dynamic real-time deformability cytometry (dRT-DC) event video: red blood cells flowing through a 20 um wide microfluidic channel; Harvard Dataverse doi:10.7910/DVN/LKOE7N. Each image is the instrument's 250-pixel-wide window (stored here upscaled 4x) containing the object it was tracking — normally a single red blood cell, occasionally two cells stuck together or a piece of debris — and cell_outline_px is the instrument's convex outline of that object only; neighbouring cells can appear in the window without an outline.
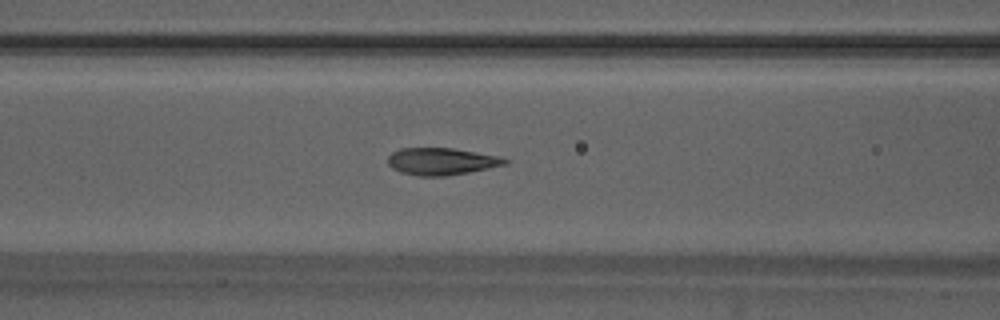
{"species": "Egyptian fruit bat (a non-hibernating species)", "species_latin": "Rousettus aegyptiacus", "temperature_condition": "warm", "stored_images_in_passage": 48, "camera_frame_rate_fps": 3000, "um_per_image_px": 0.085, "animal": {"sex": "male"}, "frame": {"image": 1, "passage_image": 22, "time_ms": 7.0, "image_size_px": [1000, 320], "cell_outline_px": [[512, 160], [508, 164], [468, 172], [444, 176], [416, 176], [400, 172], [392, 168], [388, 164], [388, 156], [392, 152], [400, 148], [452, 148], [500, 156]], "centroid_in_image_um": [37.54, 13.72], "position_along_channel_um": 129.1, "area_um2": 18.61}}
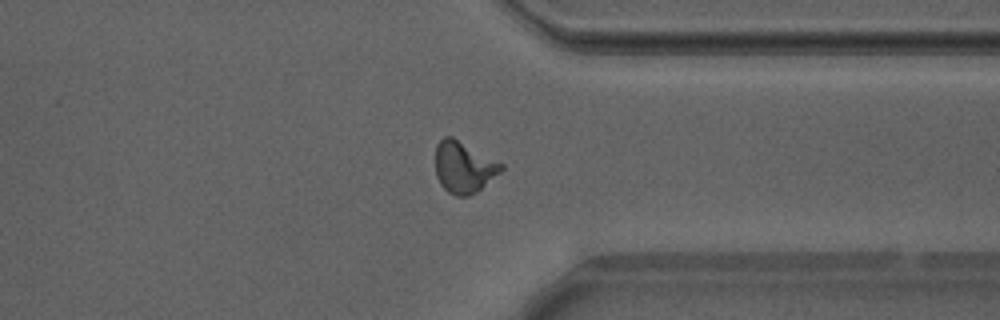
{"frame": {"image": 2, "passage_image": 41, "time_ms": 13.333, "image_size_px": [1000, 320], "cell_outline_px": [[504, 168], [500, 172], [476, 192], [468, 196], [456, 196], [448, 192], [440, 184], [436, 176], [436, 144], [444, 136], [452, 136], [504, 164]], "centroid_in_image_um": [39.4, 14.2], "position_along_channel_um": 372.0, "area_um2": 19.65}}
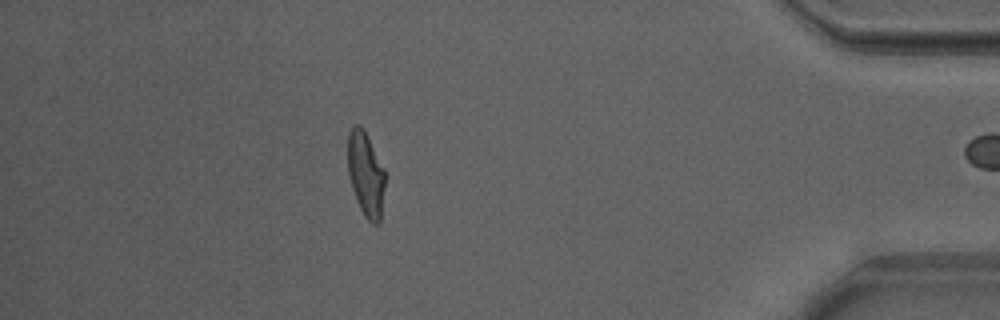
{"frame": {"image": 3, "passage_image": 47, "time_ms": 15.333, "image_size_px": [1000, 320], "cell_outline_px": [[388, 176], [380, 224], [372, 224], [364, 216], [356, 200], [352, 188], [348, 172], [348, 132], [356, 124], [360, 124], [364, 128]], "centroid_in_image_um": [31.14, 14.83], "position_along_channel_um": 404.1, "area_um2": 19.07}, "authors_computed_cell_mechanics": {"area_um2": 18.9873, "velocity_mm_per_s": 3.8806, "shape_relaxation_time_tau1_ms": 6.2733, "shape_relaxation_time_tau2_ms": 0.6827, "deformation_change_tau1": 0.2201, "deformation_change_tau2": 0.0724}}